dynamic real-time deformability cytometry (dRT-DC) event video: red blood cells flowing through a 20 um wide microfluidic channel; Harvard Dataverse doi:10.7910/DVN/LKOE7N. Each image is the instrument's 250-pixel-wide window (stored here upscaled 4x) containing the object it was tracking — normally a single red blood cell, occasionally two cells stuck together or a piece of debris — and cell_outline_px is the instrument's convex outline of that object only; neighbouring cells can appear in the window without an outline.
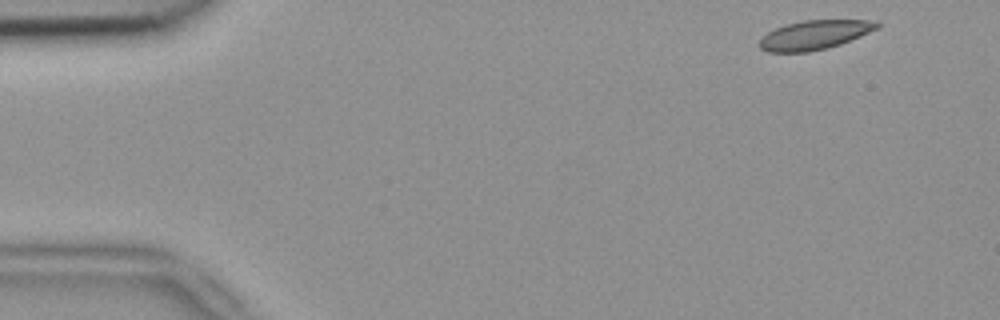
{"species": "common noctule bat (a hibernating species)", "species_latin": "Nyctalus noctula", "temperature_condition": "room temperature", "stored_images_in_passage": 4, "camera_frame_rate_fps": 3000, "um_per_image_px": 0.085, "animal": {"sex": "female", "body_mass_g": 18.4}, "frame": {"image": 1, "passage_image": 1, "time_ms": 0.0, "image_size_px": [1000, 320], "cell_outline_px": [[880, 28], [840, 44], [828, 48], [808, 52], [768, 52], [760, 48], [760, 40], [768, 32], [784, 24], [804, 20], [880, 20]], "centroid_in_image_um": [69.28, 2.96], "position_along_channel_um": 15.7, "area_um2": 20.06}}
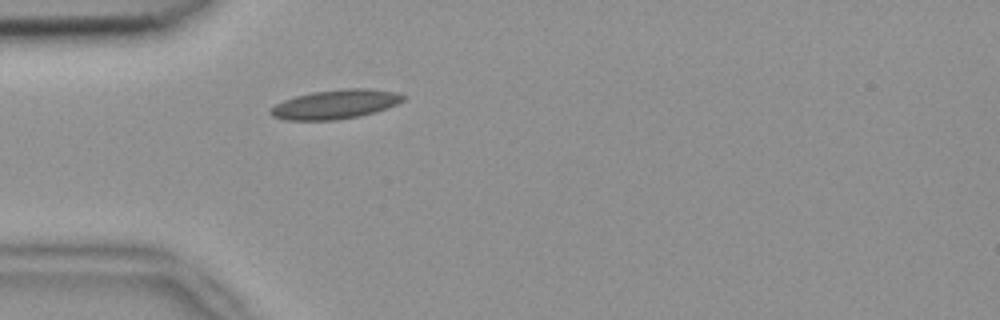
{"frame": {"image": 2, "passage_image": 4, "time_ms": 1.0, "image_size_px": [1000, 320], "cell_outline_px": [[408, 96], [404, 100], [396, 104], [376, 112], [360, 116], [336, 120], [284, 120], [272, 116], [268, 112], [276, 104], [284, 100], [296, 96], [312, 92], [344, 88], [368, 88], [396, 92]], "centroid_in_image_um": [28.53, 8.86], "position_along_channel_um": 56.5, "area_um2": 22.66}}